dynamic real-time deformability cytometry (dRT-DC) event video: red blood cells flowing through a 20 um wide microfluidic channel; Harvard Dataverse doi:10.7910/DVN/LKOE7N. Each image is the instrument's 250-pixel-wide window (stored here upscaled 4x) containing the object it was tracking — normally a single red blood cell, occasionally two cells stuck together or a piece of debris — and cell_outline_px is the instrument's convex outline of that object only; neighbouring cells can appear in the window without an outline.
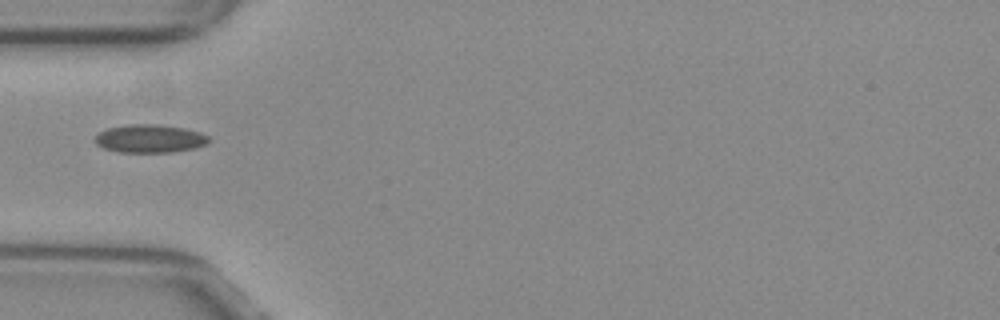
{"species": "common noctule bat (a hibernating species)", "species_latin": "Nyctalus noctula", "temperature_condition": "warm", "stored_images_in_passage": 35, "camera_frame_rate_fps": 3000, "um_per_image_px": 0.085, "animal": {"sex": "female", "body_mass_g": 29.2, "forearm_length_mm": 56.3}, "frame": {"image": 1, "passage_image": 1, "time_ms": 0.0, "image_size_px": [1000, 320], "cell_outline_px": [[212, 140], [208, 144], [196, 148], [172, 152], [116, 152], [104, 148], [96, 144], [92, 140], [100, 132], [108, 128], [128, 124], [156, 124], [184, 128], [200, 132], [208, 136]], "centroid_in_image_um": [12.75, 11.79], "position_along_channel_um": 72.2, "area_um2": 18.9}}
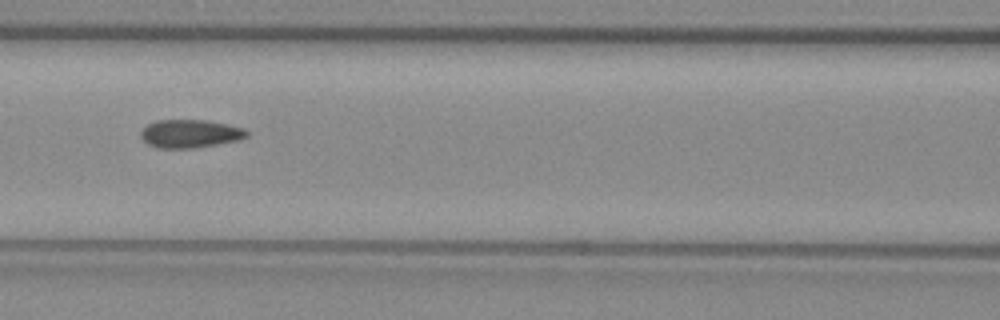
{"frame": {"image": 2, "passage_image": 7, "time_ms": 2.0, "image_size_px": [1000, 320], "cell_outline_px": [[248, 136], [240, 140], [192, 148], [156, 148], [148, 144], [140, 136], [140, 132], [148, 124], [156, 120], [208, 120], [228, 124], [244, 128], [248, 132]], "centroid_in_image_um": [16.17, 11.36], "position_along_channel_um": 150.4, "area_um2": 17.46}}
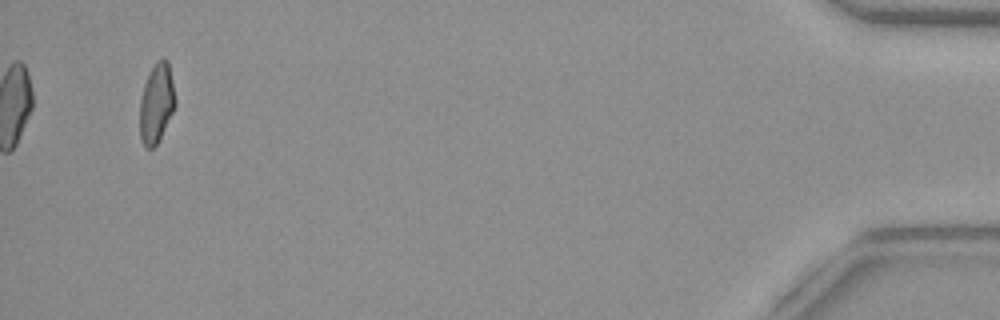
{"frame": {"image": 3, "passage_image": 35, "time_ms": 11.333, "image_size_px": [1000, 320], "cell_outline_px": [[176, 104], [156, 144], [152, 148], [148, 148], [144, 144], [140, 136], [140, 100], [144, 84], [156, 60], [164, 56], [168, 60], [176, 100]], "centroid_in_image_um": [13.3, 8.71], "position_along_channel_um": 421.9, "area_um2": 16.13}}